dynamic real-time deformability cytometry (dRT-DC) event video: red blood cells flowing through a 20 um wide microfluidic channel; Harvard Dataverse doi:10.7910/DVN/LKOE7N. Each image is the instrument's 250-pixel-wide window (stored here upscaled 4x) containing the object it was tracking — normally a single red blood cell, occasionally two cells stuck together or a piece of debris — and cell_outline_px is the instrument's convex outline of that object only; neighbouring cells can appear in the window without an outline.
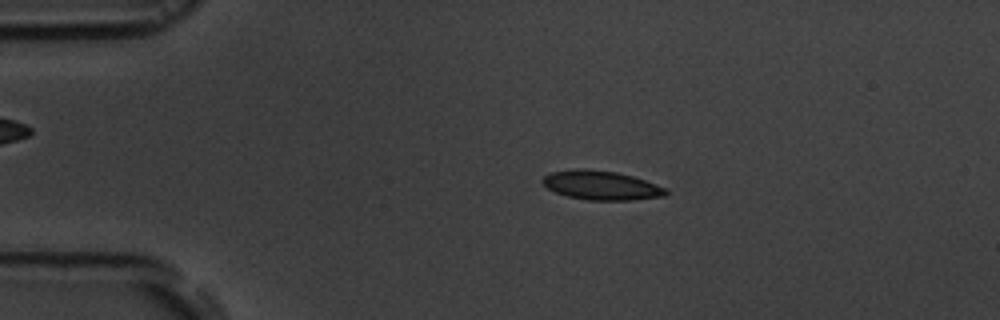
{"species": "common noctule bat (a hibernating species)", "species_latin": "Nyctalus noctula", "temperature_condition": "room temperature", "stored_images_in_passage": 46, "camera_frame_rate_fps": 3000, "um_per_image_px": 0.085, "animal": {"sex": "male", "body_mass_g": 19.5, "forearm_length_mm": 54.6}, "frame": {"image": 1, "passage_image": 2, "time_ms": 0.333, "image_size_px": [1000, 320], "cell_outline_px": [[668, 192], [664, 196], [632, 200], [588, 200], [568, 196], [556, 192], [548, 188], [540, 180], [544, 176], [552, 172], [616, 172], [632, 176], [656, 184], [664, 188]], "centroid_in_image_um": [51.16, 15.81], "position_along_channel_um": 33.8, "area_um2": 19.71}}
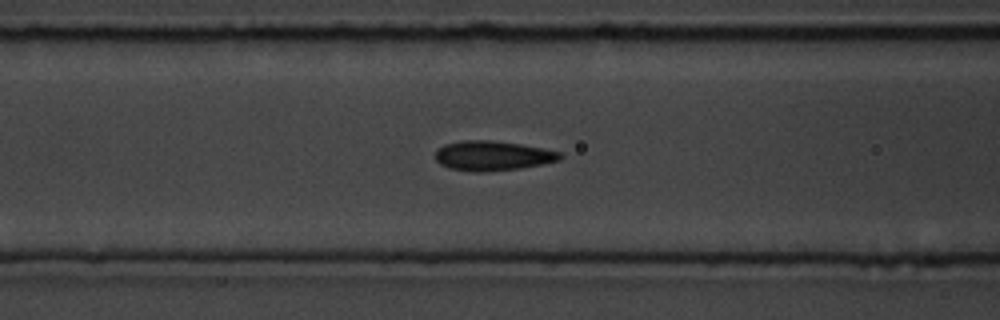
{"frame": {"image": 2, "passage_image": 13, "time_ms": 4.0, "image_size_px": [1000, 320], "cell_outline_px": [[564, 156], [560, 160], [520, 168], [476, 172], [472, 172], [448, 168], [440, 164], [436, 160], [436, 148], [444, 144], [464, 140], [492, 140], [520, 144], [544, 148], [560, 152]], "centroid_in_image_um": [41.85, 13.23], "position_along_channel_um": 124.8, "area_um2": 21.62}}
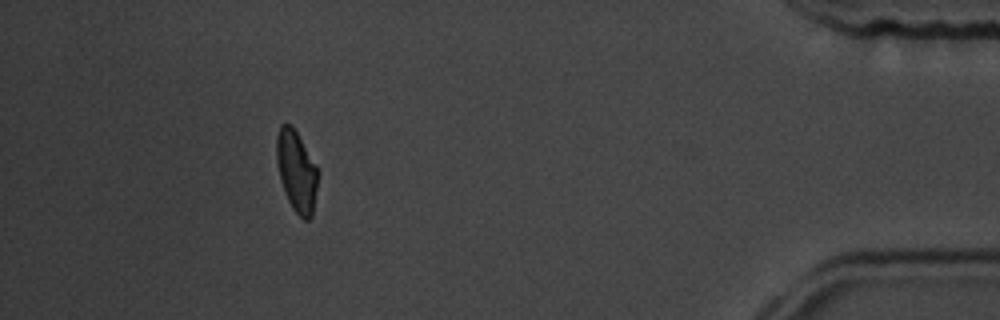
{"frame": {"image": 3, "passage_image": 41, "time_ms": 13.333, "image_size_px": [1000, 320], "cell_outline_px": [[320, 172], [312, 216], [308, 220], [304, 220], [292, 208], [288, 200], [280, 180], [276, 160], [276, 136], [280, 124], [292, 124], [316, 164]], "centroid_in_image_um": [25.21, 14.53], "position_along_channel_um": 410.0, "area_um2": 19.88}, "authors_computed_cell_mechanics": {"area_um2": 20.9236, "velocity_mm_per_s": 3.6686, "shape_relaxation_time_tau1_ms": 3.6836, "shape_relaxation_time_tau2_ms": 1.3568, "deformation_change_tau1": 0.1437, "deformation_change_tau2": 0.0702}}